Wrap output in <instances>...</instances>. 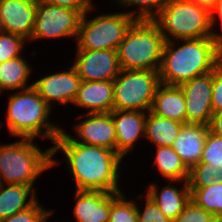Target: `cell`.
<instances>
[{
	"label": "cell",
	"mask_w": 222,
	"mask_h": 222,
	"mask_svg": "<svg viewBox=\"0 0 222 222\" xmlns=\"http://www.w3.org/2000/svg\"><path fill=\"white\" fill-rule=\"evenodd\" d=\"M218 219L210 212L197 206L192 200L172 222H217Z\"/></svg>",
	"instance_id": "cell-32"
},
{
	"label": "cell",
	"mask_w": 222,
	"mask_h": 222,
	"mask_svg": "<svg viewBox=\"0 0 222 222\" xmlns=\"http://www.w3.org/2000/svg\"><path fill=\"white\" fill-rule=\"evenodd\" d=\"M110 114L116 130V152L124 159L133 152L137 140L145 136L147 112L113 110Z\"/></svg>",
	"instance_id": "cell-15"
},
{
	"label": "cell",
	"mask_w": 222,
	"mask_h": 222,
	"mask_svg": "<svg viewBox=\"0 0 222 222\" xmlns=\"http://www.w3.org/2000/svg\"><path fill=\"white\" fill-rule=\"evenodd\" d=\"M96 6L82 15L75 50H117L120 43L136 19L125 12L98 14L89 19L87 16Z\"/></svg>",
	"instance_id": "cell-7"
},
{
	"label": "cell",
	"mask_w": 222,
	"mask_h": 222,
	"mask_svg": "<svg viewBox=\"0 0 222 222\" xmlns=\"http://www.w3.org/2000/svg\"><path fill=\"white\" fill-rule=\"evenodd\" d=\"M212 108L213 113L222 111V60L213 70Z\"/></svg>",
	"instance_id": "cell-34"
},
{
	"label": "cell",
	"mask_w": 222,
	"mask_h": 222,
	"mask_svg": "<svg viewBox=\"0 0 222 222\" xmlns=\"http://www.w3.org/2000/svg\"><path fill=\"white\" fill-rule=\"evenodd\" d=\"M215 168L204 162H199L189 170V188H201L211 185L214 181Z\"/></svg>",
	"instance_id": "cell-30"
},
{
	"label": "cell",
	"mask_w": 222,
	"mask_h": 222,
	"mask_svg": "<svg viewBox=\"0 0 222 222\" xmlns=\"http://www.w3.org/2000/svg\"><path fill=\"white\" fill-rule=\"evenodd\" d=\"M221 60L222 43L214 37L165 41L159 69L160 83L179 86L212 72Z\"/></svg>",
	"instance_id": "cell-2"
},
{
	"label": "cell",
	"mask_w": 222,
	"mask_h": 222,
	"mask_svg": "<svg viewBox=\"0 0 222 222\" xmlns=\"http://www.w3.org/2000/svg\"><path fill=\"white\" fill-rule=\"evenodd\" d=\"M82 15L78 10L38 0L34 28L28 42L67 37L76 40Z\"/></svg>",
	"instance_id": "cell-9"
},
{
	"label": "cell",
	"mask_w": 222,
	"mask_h": 222,
	"mask_svg": "<svg viewBox=\"0 0 222 222\" xmlns=\"http://www.w3.org/2000/svg\"><path fill=\"white\" fill-rule=\"evenodd\" d=\"M52 144V157L61 152L67 161V170L75 181V191L123 192L119 187L123 158L117 152L73 142L64 128Z\"/></svg>",
	"instance_id": "cell-1"
},
{
	"label": "cell",
	"mask_w": 222,
	"mask_h": 222,
	"mask_svg": "<svg viewBox=\"0 0 222 222\" xmlns=\"http://www.w3.org/2000/svg\"><path fill=\"white\" fill-rule=\"evenodd\" d=\"M150 21L165 41L214 37L210 8L187 0H168Z\"/></svg>",
	"instance_id": "cell-5"
},
{
	"label": "cell",
	"mask_w": 222,
	"mask_h": 222,
	"mask_svg": "<svg viewBox=\"0 0 222 222\" xmlns=\"http://www.w3.org/2000/svg\"><path fill=\"white\" fill-rule=\"evenodd\" d=\"M113 84V110L148 112L160 84L159 71L121 69Z\"/></svg>",
	"instance_id": "cell-8"
},
{
	"label": "cell",
	"mask_w": 222,
	"mask_h": 222,
	"mask_svg": "<svg viewBox=\"0 0 222 222\" xmlns=\"http://www.w3.org/2000/svg\"><path fill=\"white\" fill-rule=\"evenodd\" d=\"M214 181L222 183V168L215 169Z\"/></svg>",
	"instance_id": "cell-39"
},
{
	"label": "cell",
	"mask_w": 222,
	"mask_h": 222,
	"mask_svg": "<svg viewBox=\"0 0 222 222\" xmlns=\"http://www.w3.org/2000/svg\"><path fill=\"white\" fill-rule=\"evenodd\" d=\"M34 142L20 138L14 143H0L1 184L35 186L40 175L59 165L58 159L52 157V146L42 150Z\"/></svg>",
	"instance_id": "cell-4"
},
{
	"label": "cell",
	"mask_w": 222,
	"mask_h": 222,
	"mask_svg": "<svg viewBox=\"0 0 222 222\" xmlns=\"http://www.w3.org/2000/svg\"><path fill=\"white\" fill-rule=\"evenodd\" d=\"M6 123L9 134L18 138H43L54 143L63 127L51 120L52 108L31 86L7 98ZM51 120V121H50Z\"/></svg>",
	"instance_id": "cell-3"
},
{
	"label": "cell",
	"mask_w": 222,
	"mask_h": 222,
	"mask_svg": "<svg viewBox=\"0 0 222 222\" xmlns=\"http://www.w3.org/2000/svg\"><path fill=\"white\" fill-rule=\"evenodd\" d=\"M213 71L180 84L186 103V123L209 125L212 108Z\"/></svg>",
	"instance_id": "cell-12"
},
{
	"label": "cell",
	"mask_w": 222,
	"mask_h": 222,
	"mask_svg": "<svg viewBox=\"0 0 222 222\" xmlns=\"http://www.w3.org/2000/svg\"><path fill=\"white\" fill-rule=\"evenodd\" d=\"M72 214L75 222H108L110 217V193L103 191L75 192Z\"/></svg>",
	"instance_id": "cell-19"
},
{
	"label": "cell",
	"mask_w": 222,
	"mask_h": 222,
	"mask_svg": "<svg viewBox=\"0 0 222 222\" xmlns=\"http://www.w3.org/2000/svg\"><path fill=\"white\" fill-rule=\"evenodd\" d=\"M191 200L199 207L222 220V183L213 182L201 188H189Z\"/></svg>",
	"instance_id": "cell-25"
},
{
	"label": "cell",
	"mask_w": 222,
	"mask_h": 222,
	"mask_svg": "<svg viewBox=\"0 0 222 222\" xmlns=\"http://www.w3.org/2000/svg\"><path fill=\"white\" fill-rule=\"evenodd\" d=\"M82 80L75 67L50 73L33 82V87L45 102L53 109L57 102L61 105L73 104Z\"/></svg>",
	"instance_id": "cell-13"
},
{
	"label": "cell",
	"mask_w": 222,
	"mask_h": 222,
	"mask_svg": "<svg viewBox=\"0 0 222 222\" xmlns=\"http://www.w3.org/2000/svg\"><path fill=\"white\" fill-rule=\"evenodd\" d=\"M209 131L213 134L222 136V111L212 114Z\"/></svg>",
	"instance_id": "cell-37"
},
{
	"label": "cell",
	"mask_w": 222,
	"mask_h": 222,
	"mask_svg": "<svg viewBox=\"0 0 222 222\" xmlns=\"http://www.w3.org/2000/svg\"><path fill=\"white\" fill-rule=\"evenodd\" d=\"M113 91V81H82L73 105L85 108L86 113L112 112Z\"/></svg>",
	"instance_id": "cell-17"
},
{
	"label": "cell",
	"mask_w": 222,
	"mask_h": 222,
	"mask_svg": "<svg viewBox=\"0 0 222 222\" xmlns=\"http://www.w3.org/2000/svg\"><path fill=\"white\" fill-rule=\"evenodd\" d=\"M187 1H191L208 8H211L213 5V0H187Z\"/></svg>",
	"instance_id": "cell-38"
},
{
	"label": "cell",
	"mask_w": 222,
	"mask_h": 222,
	"mask_svg": "<svg viewBox=\"0 0 222 222\" xmlns=\"http://www.w3.org/2000/svg\"><path fill=\"white\" fill-rule=\"evenodd\" d=\"M200 162L222 168V136L208 132Z\"/></svg>",
	"instance_id": "cell-29"
},
{
	"label": "cell",
	"mask_w": 222,
	"mask_h": 222,
	"mask_svg": "<svg viewBox=\"0 0 222 222\" xmlns=\"http://www.w3.org/2000/svg\"><path fill=\"white\" fill-rule=\"evenodd\" d=\"M53 214H54V211L51 210L48 214H46V216L41 220V222H47L48 218L51 217Z\"/></svg>",
	"instance_id": "cell-40"
},
{
	"label": "cell",
	"mask_w": 222,
	"mask_h": 222,
	"mask_svg": "<svg viewBox=\"0 0 222 222\" xmlns=\"http://www.w3.org/2000/svg\"><path fill=\"white\" fill-rule=\"evenodd\" d=\"M154 148L156 150L153 165L157 167L158 173L164 179L166 178V181H188L189 169L172 147L162 146Z\"/></svg>",
	"instance_id": "cell-24"
},
{
	"label": "cell",
	"mask_w": 222,
	"mask_h": 222,
	"mask_svg": "<svg viewBox=\"0 0 222 222\" xmlns=\"http://www.w3.org/2000/svg\"><path fill=\"white\" fill-rule=\"evenodd\" d=\"M77 119L83 120L74 125L76 137L66 132L73 142L99 146L116 152V130L110 112H84L77 116Z\"/></svg>",
	"instance_id": "cell-10"
},
{
	"label": "cell",
	"mask_w": 222,
	"mask_h": 222,
	"mask_svg": "<svg viewBox=\"0 0 222 222\" xmlns=\"http://www.w3.org/2000/svg\"><path fill=\"white\" fill-rule=\"evenodd\" d=\"M125 195L124 192L110 193L108 222H137L136 200H129Z\"/></svg>",
	"instance_id": "cell-26"
},
{
	"label": "cell",
	"mask_w": 222,
	"mask_h": 222,
	"mask_svg": "<svg viewBox=\"0 0 222 222\" xmlns=\"http://www.w3.org/2000/svg\"><path fill=\"white\" fill-rule=\"evenodd\" d=\"M27 40L17 34L8 32L0 33V64L10 59L21 56L25 50Z\"/></svg>",
	"instance_id": "cell-28"
},
{
	"label": "cell",
	"mask_w": 222,
	"mask_h": 222,
	"mask_svg": "<svg viewBox=\"0 0 222 222\" xmlns=\"http://www.w3.org/2000/svg\"><path fill=\"white\" fill-rule=\"evenodd\" d=\"M31 71L33 72V68L24 55L2 62L0 64V89L18 91L33 86V83L28 85Z\"/></svg>",
	"instance_id": "cell-23"
},
{
	"label": "cell",
	"mask_w": 222,
	"mask_h": 222,
	"mask_svg": "<svg viewBox=\"0 0 222 222\" xmlns=\"http://www.w3.org/2000/svg\"><path fill=\"white\" fill-rule=\"evenodd\" d=\"M183 124L184 123L160 117L149 110L146 116L144 138H146L149 143H153L155 145L154 147H172Z\"/></svg>",
	"instance_id": "cell-22"
},
{
	"label": "cell",
	"mask_w": 222,
	"mask_h": 222,
	"mask_svg": "<svg viewBox=\"0 0 222 222\" xmlns=\"http://www.w3.org/2000/svg\"><path fill=\"white\" fill-rule=\"evenodd\" d=\"M144 196V197H143ZM140 199L145 200L143 202V207L136 203L137 208V222H172L171 219L166 217L160 210V208L145 194H139ZM145 205V206H144Z\"/></svg>",
	"instance_id": "cell-31"
},
{
	"label": "cell",
	"mask_w": 222,
	"mask_h": 222,
	"mask_svg": "<svg viewBox=\"0 0 222 222\" xmlns=\"http://www.w3.org/2000/svg\"><path fill=\"white\" fill-rule=\"evenodd\" d=\"M164 42L150 20H136L116 50L121 69L159 71Z\"/></svg>",
	"instance_id": "cell-6"
},
{
	"label": "cell",
	"mask_w": 222,
	"mask_h": 222,
	"mask_svg": "<svg viewBox=\"0 0 222 222\" xmlns=\"http://www.w3.org/2000/svg\"><path fill=\"white\" fill-rule=\"evenodd\" d=\"M38 0H0L3 30L29 41L34 28Z\"/></svg>",
	"instance_id": "cell-14"
},
{
	"label": "cell",
	"mask_w": 222,
	"mask_h": 222,
	"mask_svg": "<svg viewBox=\"0 0 222 222\" xmlns=\"http://www.w3.org/2000/svg\"><path fill=\"white\" fill-rule=\"evenodd\" d=\"M210 15L213 36L222 43V0H215L213 2L212 7L210 8ZM216 24L220 27V31L218 28H215L217 26Z\"/></svg>",
	"instance_id": "cell-35"
},
{
	"label": "cell",
	"mask_w": 222,
	"mask_h": 222,
	"mask_svg": "<svg viewBox=\"0 0 222 222\" xmlns=\"http://www.w3.org/2000/svg\"><path fill=\"white\" fill-rule=\"evenodd\" d=\"M3 27H2V23H1V18H0V33L3 32Z\"/></svg>",
	"instance_id": "cell-41"
},
{
	"label": "cell",
	"mask_w": 222,
	"mask_h": 222,
	"mask_svg": "<svg viewBox=\"0 0 222 222\" xmlns=\"http://www.w3.org/2000/svg\"><path fill=\"white\" fill-rule=\"evenodd\" d=\"M37 196L35 186L0 183V221L33 205Z\"/></svg>",
	"instance_id": "cell-21"
},
{
	"label": "cell",
	"mask_w": 222,
	"mask_h": 222,
	"mask_svg": "<svg viewBox=\"0 0 222 222\" xmlns=\"http://www.w3.org/2000/svg\"><path fill=\"white\" fill-rule=\"evenodd\" d=\"M150 111L160 117L186 123V103L184 93L178 85L160 83Z\"/></svg>",
	"instance_id": "cell-20"
},
{
	"label": "cell",
	"mask_w": 222,
	"mask_h": 222,
	"mask_svg": "<svg viewBox=\"0 0 222 222\" xmlns=\"http://www.w3.org/2000/svg\"><path fill=\"white\" fill-rule=\"evenodd\" d=\"M168 182L170 183L165 184L161 189L157 183H151L145 192L166 217L174 220L191 200V193L188 181H182L183 185H180V188L177 185H173V183L179 184L180 180H170Z\"/></svg>",
	"instance_id": "cell-16"
},
{
	"label": "cell",
	"mask_w": 222,
	"mask_h": 222,
	"mask_svg": "<svg viewBox=\"0 0 222 222\" xmlns=\"http://www.w3.org/2000/svg\"><path fill=\"white\" fill-rule=\"evenodd\" d=\"M111 4L122 7L124 12L136 20H150L168 0H112ZM116 1V2H114ZM129 8H134L129 11Z\"/></svg>",
	"instance_id": "cell-27"
},
{
	"label": "cell",
	"mask_w": 222,
	"mask_h": 222,
	"mask_svg": "<svg viewBox=\"0 0 222 222\" xmlns=\"http://www.w3.org/2000/svg\"><path fill=\"white\" fill-rule=\"evenodd\" d=\"M208 132L209 125L185 123L175 139L172 148L189 170L201 161Z\"/></svg>",
	"instance_id": "cell-18"
},
{
	"label": "cell",
	"mask_w": 222,
	"mask_h": 222,
	"mask_svg": "<svg viewBox=\"0 0 222 222\" xmlns=\"http://www.w3.org/2000/svg\"><path fill=\"white\" fill-rule=\"evenodd\" d=\"M51 211L46 209L37 200L30 207L19 211L0 222H41V220Z\"/></svg>",
	"instance_id": "cell-33"
},
{
	"label": "cell",
	"mask_w": 222,
	"mask_h": 222,
	"mask_svg": "<svg viewBox=\"0 0 222 222\" xmlns=\"http://www.w3.org/2000/svg\"><path fill=\"white\" fill-rule=\"evenodd\" d=\"M82 81H114L121 67L117 51L105 50H76L72 62Z\"/></svg>",
	"instance_id": "cell-11"
},
{
	"label": "cell",
	"mask_w": 222,
	"mask_h": 222,
	"mask_svg": "<svg viewBox=\"0 0 222 222\" xmlns=\"http://www.w3.org/2000/svg\"><path fill=\"white\" fill-rule=\"evenodd\" d=\"M58 6L68 7L80 11L82 14L93 8V0H43ZM93 2V3H92Z\"/></svg>",
	"instance_id": "cell-36"
}]
</instances>
